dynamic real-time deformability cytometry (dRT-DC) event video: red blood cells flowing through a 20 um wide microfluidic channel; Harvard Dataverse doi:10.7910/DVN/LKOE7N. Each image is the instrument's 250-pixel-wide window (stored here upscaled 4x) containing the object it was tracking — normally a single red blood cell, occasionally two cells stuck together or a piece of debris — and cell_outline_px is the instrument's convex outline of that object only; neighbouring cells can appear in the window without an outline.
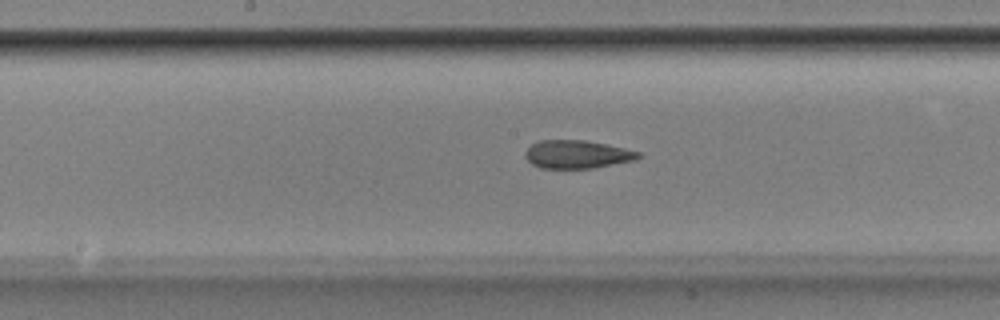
{"species": "Egyptian fruit bat (a non-hibernating species)", "species_latin": "Rousettus aegyptiacus", "temperature_condition": "room temperature", "stored_images_in_passage": 51, "camera_frame_rate_fps": 3000, "um_per_image_px": 0.085, "animal": {"sex": "male"}, "frame": {"image": 1, "passage_image": 26, "time_ms": 8.333, "image_size_px": [1000, 320], "cell_outline_px": [[640, 156], [636, 160], [592, 168], [540, 168], [532, 164], [524, 156], [524, 152], [532, 144], [540, 140], [584, 140], [624, 148], [640, 152]], "centroid_in_image_um": [49.03, 13.12], "position_along_channel_um": 199.2, "area_um2": 18.44}}
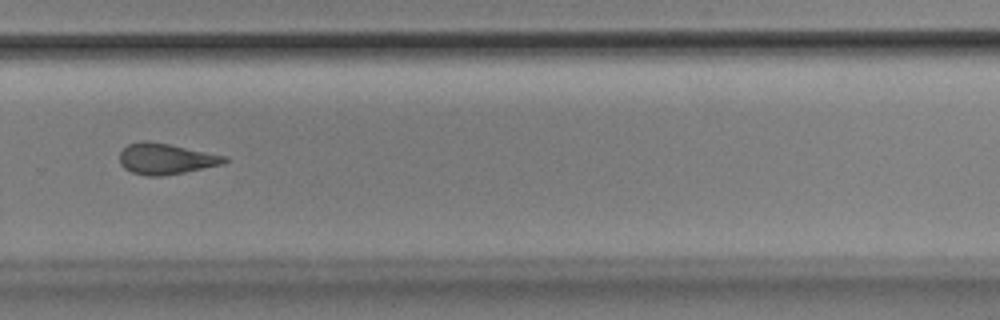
{"frame": {"image": 2, "passage_image": 35, "time_ms": 11.333, "image_size_px": [1000, 320], "cell_outline_px": [[228, 160], [224, 164], [164, 176], [148, 176], [132, 172], [124, 168], [120, 164], [120, 152], [128, 144], [140, 140], [148, 140], [228, 156]], "centroid_in_image_um": [14.09, 13.49], "position_along_channel_um": 315.7, "area_um2": 18.96}}
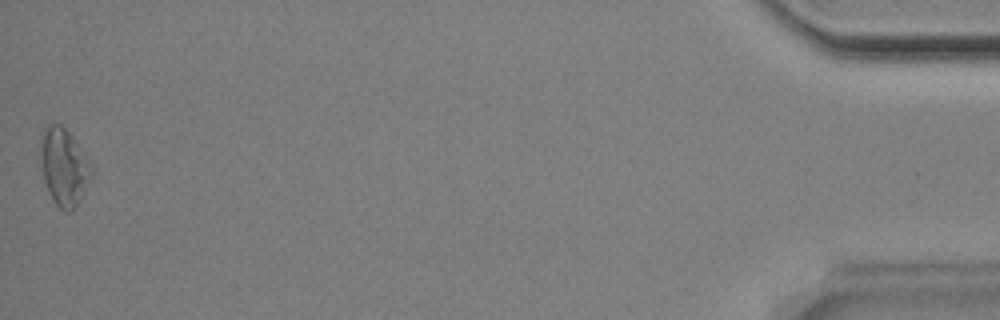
{"frame": {"image": 3, "passage_image": 51, "time_ms": 16.667, "image_size_px": [1000, 320], "cell_outline_px": [[92, 172], [80, 200], [72, 212], [64, 212], [52, 200], [44, 180], [40, 140], [40, 136], [44, 128], [48, 124], [60, 124], [72, 136], [92, 164]], "centroid_in_image_um": [5.43, 14.19], "position_along_channel_um": 429.8, "area_um2": 22.6}, "authors_computed_cell_mechanics": {"area_um2": 19.941, "velocity_mm_per_s": 3.9043, "shape_relaxation_time_tau1_ms": null, "shape_relaxation_time_tau2_ms": 3.2854, "deformation_change_tau1": null, "deformation_change_tau2": 0.1162}}